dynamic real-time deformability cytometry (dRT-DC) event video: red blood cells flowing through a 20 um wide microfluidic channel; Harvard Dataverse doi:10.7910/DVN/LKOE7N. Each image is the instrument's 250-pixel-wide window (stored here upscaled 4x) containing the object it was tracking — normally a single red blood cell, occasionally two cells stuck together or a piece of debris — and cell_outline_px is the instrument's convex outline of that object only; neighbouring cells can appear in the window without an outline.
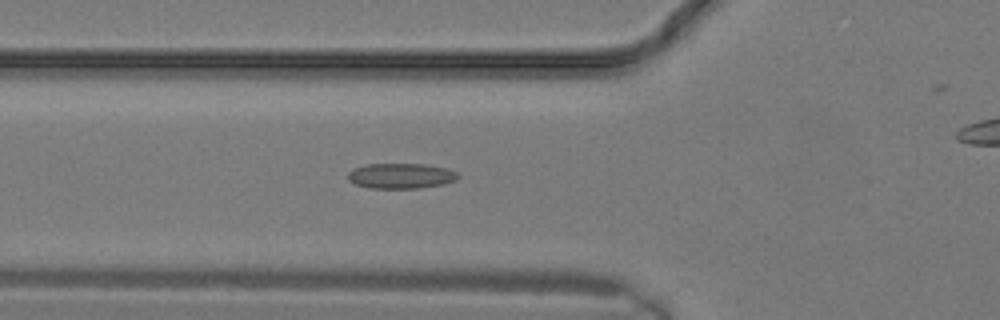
{"species": "common noctule bat (a hibernating species)", "species_latin": "Nyctalus noctula", "temperature_condition": "warm", "stored_images_in_passage": 18, "camera_frame_rate_fps": 3000, "um_per_image_px": 0.085, "animal": {"sex": "male", "body_mass_g": 19.2, "forearm_length_mm": 51.8}, "frame": {"image": 1, "passage_image": 10, "time_ms": 3.0, "image_size_px": [1000, 320], "cell_outline_px": [[460, 176], [456, 180], [444, 184], [416, 188], [368, 188], [356, 184], [348, 180], [348, 172], [352, 168], [364, 164], [424, 164], [448, 168], [456, 172]], "centroid_in_image_um": [34.06, 14.94], "position_along_channel_um": 91.7, "area_um2": 16.36}}
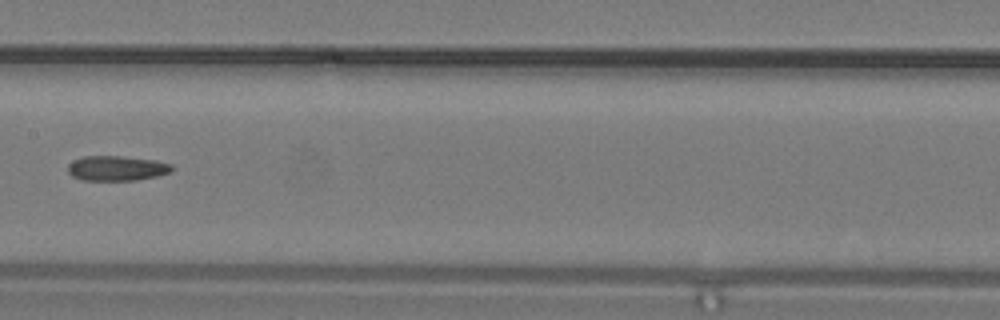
{"frame": {"image": 2, "passage_image": 14, "time_ms": 4.333, "image_size_px": [1000, 320], "cell_outline_px": [[172, 168], [168, 172], [156, 176], [136, 180], [80, 180], [72, 176], [68, 172], [68, 164], [72, 160], [84, 156], [120, 156], [156, 160], [172, 164]], "centroid_in_image_um": [9.87, 14.29], "position_along_channel_um": 197.5, "area_um2": 15.09}}
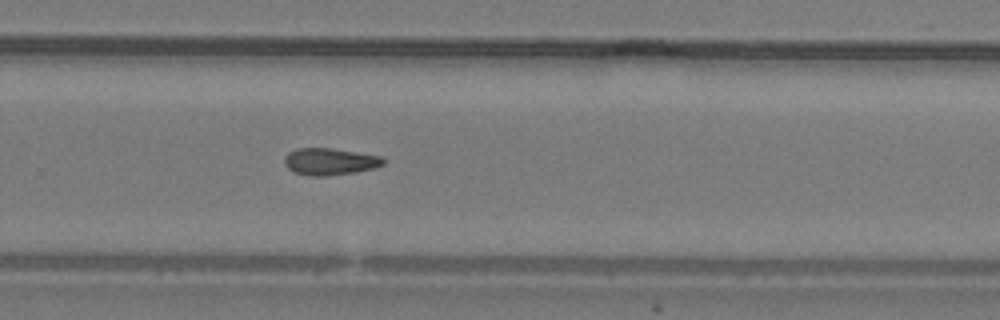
{"frame": {"image": 3, "passage_image": 18, "time_ms": 5.667, "image_size_px": [1000, 320], "cell_outline_px": [[384, 164], [372, 168], [356, 172], [324, 176], [308, 176], [292, 172], [284, 164], [284, 156], [288, 152], [296, 148], [332, 148], [380, 156], [384, 160]], "centroid_in_image_um": [27.97, 13.73], "position_along_channel_um": 301.8, "area_um2": 15.55}}